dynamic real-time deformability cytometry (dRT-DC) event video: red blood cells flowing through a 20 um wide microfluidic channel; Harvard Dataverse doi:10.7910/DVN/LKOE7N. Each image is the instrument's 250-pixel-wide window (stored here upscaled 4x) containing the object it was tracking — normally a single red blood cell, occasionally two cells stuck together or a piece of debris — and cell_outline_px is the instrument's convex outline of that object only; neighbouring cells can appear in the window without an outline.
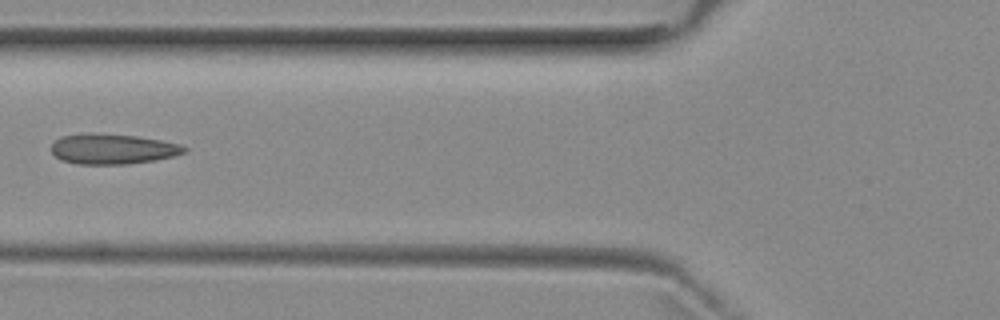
{"species": "common noctule bat (a hibernating species)", "species_latin": "Nyctalus noctula", "temperature_condition": "room temperature", "stored_images_in_passage": 5, "camera_frame_rate_fps": 3000, "um_per_image_px": 0.085, "animal": {"sex": "female", "body_mass_g": 29.2, "forearm_length_mm": 56.3}, "frame": {"image": 1, "passage_image": 5, "time_ms": 4.667, "image_size_px": [1000, 320], "cell_outline_px": [[188, 152], [156, 160], [128, 164], [76, 164], [60, 160], [52, 152], [52, 144], [60, 136], [88, 132], [136, 136], [160, 140], [180, 144], [188, 148]], "centroid_in_image_um": [9.57, 12.66], "position_along_channel_um": 116.2, "area_um2": 23.64}}